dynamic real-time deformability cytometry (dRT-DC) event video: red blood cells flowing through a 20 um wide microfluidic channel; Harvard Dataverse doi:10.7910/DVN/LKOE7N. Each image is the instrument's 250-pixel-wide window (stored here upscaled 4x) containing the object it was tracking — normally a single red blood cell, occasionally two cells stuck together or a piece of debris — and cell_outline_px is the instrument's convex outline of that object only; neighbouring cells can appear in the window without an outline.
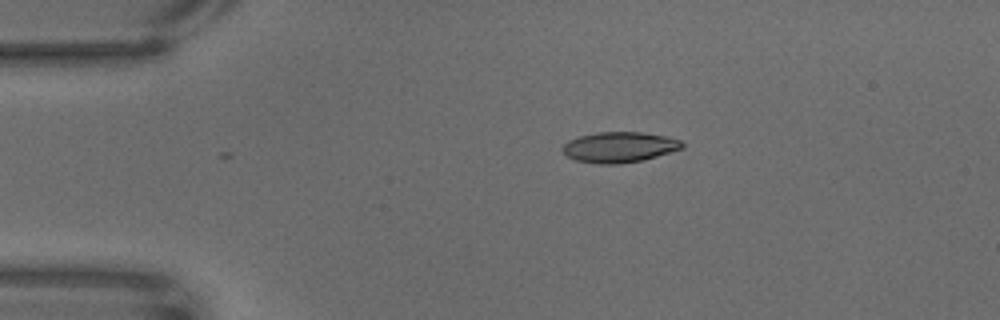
{"species": "common noctule bat (a hibernating species)", "species_latin": "Nyctalus noctula", "temperature_condition": "warm", "stored_images_in_passage": 2, "camera_frame_rate_fps": 3000, "um_per_image_px": 0.085, "animal": {"sex": "male", "body_mass_g": 18.8}, "frame": {"image": 1, "passage_image": 2, "time_ms": 0.333, "image_size_px": [1000, 320], "cell_outline_px": [[684, 148], [644, 160], [620, 164], [600, 164], [576, 160], [568, 156], [560, 148], [568, 140], [580, 136], [600, 132], [640, 132], [664, 136], [680, 140], [684, 144]], "centroid_in_image_um": [52.65, 12.51], "position_along_channel_um": 32.4, "area_um2": 21.21}}